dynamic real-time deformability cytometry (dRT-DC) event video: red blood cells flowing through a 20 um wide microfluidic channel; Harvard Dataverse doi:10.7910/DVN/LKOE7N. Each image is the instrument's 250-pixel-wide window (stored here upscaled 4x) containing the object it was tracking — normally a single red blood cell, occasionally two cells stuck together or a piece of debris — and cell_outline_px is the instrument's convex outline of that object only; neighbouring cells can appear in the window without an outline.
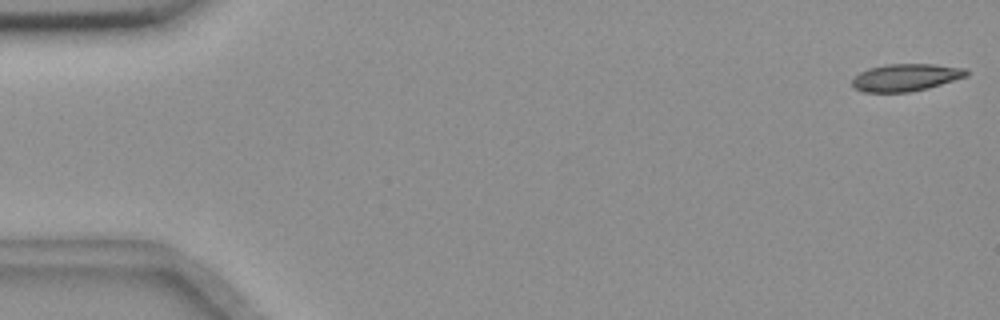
{"species": "common noctule bat (a hibernating species)", "species_latin": "Nyctalus noctula", "temperature_condition": "room temperature", "stored_images_in_passage": 13, "camera_frame_rate_fps": 3000, "um_per_image_px": 0.085, "animal": {"sex": "female", "body_mass_g": 18.4}, "frame": {"image": 1, "passage_image": 1, "time_ms": 0.0, "image_size_px": [1000, 320], "cell_outline_px": [[968, 76], [928, 88], [908, 92], [864, 92], [856, 88], [852, 84], [852, 80], [860, 72], [868, 68], [888, 64], [932, 64], [964, 68], [968, 72]], "centroid_in_image_um": [77.0, 6.58], "position_along_channel_um": 8.0, "area_um2": 18.03}}